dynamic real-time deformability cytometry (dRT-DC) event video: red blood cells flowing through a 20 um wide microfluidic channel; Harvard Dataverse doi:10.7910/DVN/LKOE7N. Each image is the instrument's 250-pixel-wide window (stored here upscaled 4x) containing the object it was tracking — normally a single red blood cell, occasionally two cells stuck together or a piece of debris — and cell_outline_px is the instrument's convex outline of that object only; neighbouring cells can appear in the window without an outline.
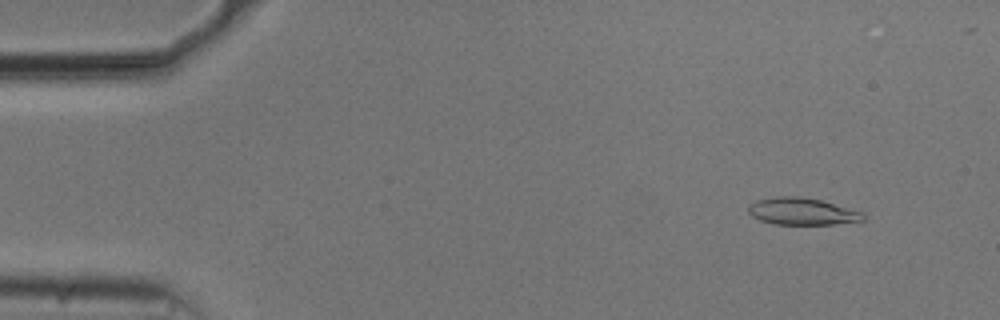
{"species": "common noctule bat (a hibernating species)", "species_latin": "Nyctalus noctula", "temperature_condition": "cold", "stored_images_in_passage": 53, "camera_frame_rate_fps": 3000, "um_per_image_px": 0.085, "animal": {"sex": "male", "body_mass_g": 20.5, "forearm_length_mm": 52.5}, "frame": {"image": 1, "passage_image": 4, "time_ms": 1.0, "image_size_px": [1000, 320], "cell_outline_px": [[864, 220], [832, 224], [776, 224], [760, 220], [752, 216], [748, 212], [748, 204], [756, 200], [776, 196], [800, 196], [820, 200], [860, 212], [864, 216]], "centroid_in_image_um": [68.09, 17.96], "position_along_channel_um": 16.9, "area_um2": 17.8}}
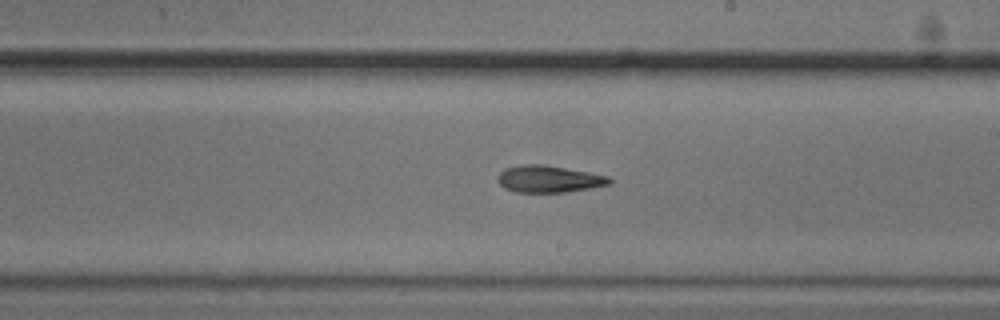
{"frame": {"image": 2, "passage_image": 30, "time_ms": 9.667, "image_size_px": [1000, 320], "cell_outline_px": [[612, 184], [592, 188], [564, 192], [516, 192], [504, 188], [500, 184], [500, 172], [504, 168], [520, 164], [544, 164], [588, 172], [608, 176], [612, 180]], "centroid_in_image_um": [46.68, 15.21], "position_along_channel_um": 242.3, "area_um2": 17.51}}
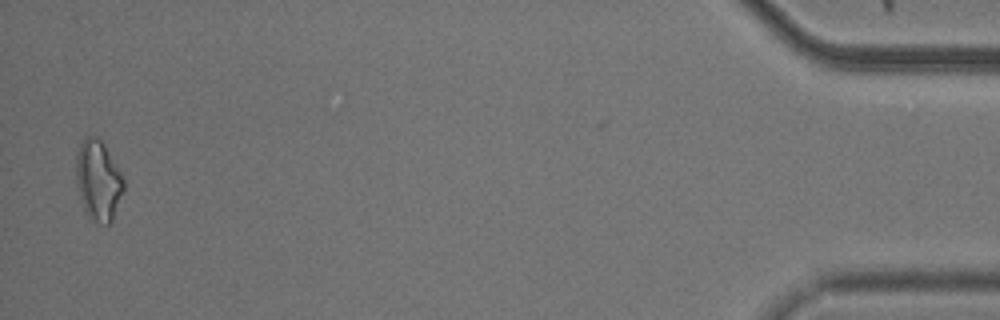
{"frame": {"image": 3, "passage_image": 52, "time_ms": 17.0, "image_size_px": [1000, 320], "cell_outline_px": [[124, 188], [112, 220], [108, 224], [100, 224], [88, 216], [80, 200], [76, 184], [76, 152], [84, 136], [96, 136], [104, 144], [120, 172], [124, 180]], "centroid_in_image_um": [8.32, 15.32], "position_along_channel_um": 426.9, "area_um2": 22.14}, "authors_computed_cell_mechanics": {"area_um2": 18.2648, "velocity_mm_per_s": 3.7282, "shape_relaxation_time_tau1_ms": null, "shape_relaxation_time_tau2_ms": 8.2862, "deformation_change_tau1": null, "deformation_change_tau2": 0.1865}}